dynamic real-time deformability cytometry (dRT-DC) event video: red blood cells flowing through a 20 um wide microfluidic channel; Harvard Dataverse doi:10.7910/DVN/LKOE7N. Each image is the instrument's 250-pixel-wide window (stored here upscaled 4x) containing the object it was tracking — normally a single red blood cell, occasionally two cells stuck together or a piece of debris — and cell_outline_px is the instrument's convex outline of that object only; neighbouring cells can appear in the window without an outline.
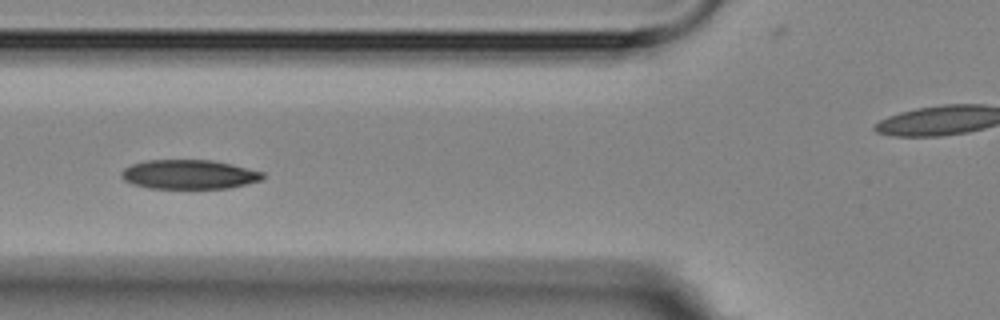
{"species": "Egyptian fruit bat (a non-hibernating species)", "species_latin": "Rousettus aegyptiacus", "temperature_condition": "room temperature", "stored_images_in_passage": 17, "camera_frame_rate_fps": 3000, "um_per_image_px": 0.085, "animal": {"sex": "female"}, "frame": {"image": 1, "passage_image": 6, "time_ms": 5.667, "image_size_px": [1000, 320], "cell_outline_px": [[264, 180], [248, 184], [228, 188], [148, 188], [132, 184], [124, 180], [120, 176], [120, 172], [124, 168], [132, 164], [144, 160], [212, 160], [232, 164], [264, 172]], "centroid_in_image_um": [16.08, 14.82], "position_along_channel_um": 109.7, "area_um2": 24.33}}
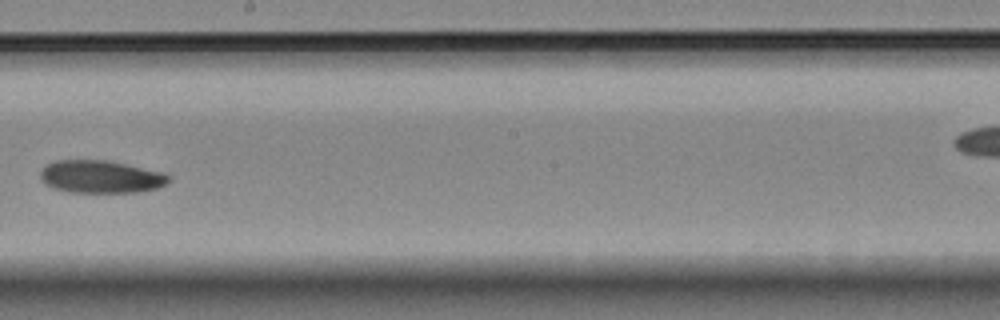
{"frame": {"image": 2, "passage_image": 9, "time_ms": 9.333, "image_size_px": [1000, 320], "cell_outline_px": [[172, 180], [160, 188], [140, 192], [68, 192], [44, 184], [40, 180], [40, 172], [48, 164], [56, 160], [104, 160], [164, 172], [172, 176]], "centroid_in_image_um": [8.62, 15.03], "position_along_channel_um": 239.6, "area_um2": 24.57}}
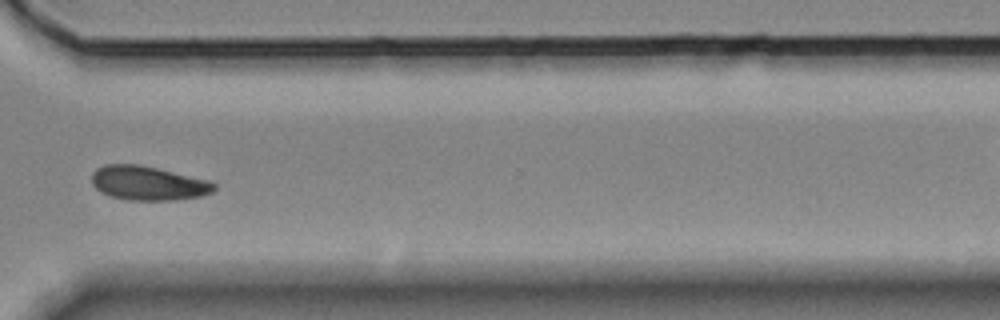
{"frame": {"image": 3, "passage_image": 12, "time_ms": 12.667, "image_size_px": [1000, 320], "cell_outline_px": [[216, 188], [212, 192], [204, 196], [176, 200], [128, 200], [108, 196], [100, 192], [92, 184], [92, 172], [96, 168], [104, 164], [140, 164], [212, 180], [216, 184]], "centroid_in_image_um": [12.61, 15.57], "position_along_channel_um": 358.0, "area_um2": 24.91}, "authors_computed_cell_mechanics": {"area_um2": 23.6402, "velocity_mm_per_s": 3.5512, "shape_relaxation_time_tau1_ms": 4.2339, "shape_relaxation_time_tau2_ms": null, "deformation_change_tau1": 0.0871, "deformation_change_tau2": null}}